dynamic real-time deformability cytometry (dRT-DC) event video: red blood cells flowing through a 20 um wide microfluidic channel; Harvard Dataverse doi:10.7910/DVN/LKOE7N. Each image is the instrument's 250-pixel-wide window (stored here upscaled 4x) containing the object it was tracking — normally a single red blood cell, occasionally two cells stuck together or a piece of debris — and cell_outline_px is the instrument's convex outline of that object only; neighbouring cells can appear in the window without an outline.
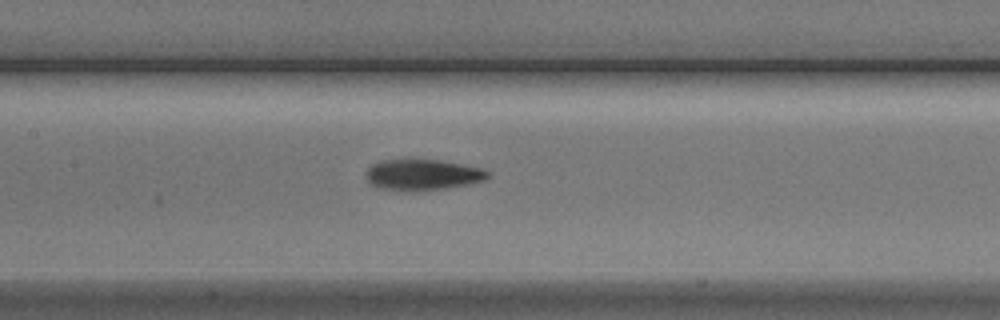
{"species": "Egyptian fruit bat (a non-hibernating species)", "species_latin": "Rousettus aegyptiacus", "temperature_condition": "cold", "stored_images_in_passage": 6, "segment_of_instrument_passage": [2, 2], "camera_frame_rate_fps": 3000, "um_per_image_px": 0.085, "animal": {"sex": "male"}, "frame": {"image": 1, "passage_image": 6, "time_ms": 7.0, "image_size_px": [1000, 320], "cell_outline_px": [[488, 176], [484, 180], [468, 184], [444, 188], [416, 192], [380, 188], [372, 184], [368, 180], [368, 168], [372, 164], [384, 160], [440, 160], [480, 168], [488, 172]], "centroid_in_image_um": [35.92, 14.86], "position_along_channel_um": 171.5, "area_um2": 21.5}}